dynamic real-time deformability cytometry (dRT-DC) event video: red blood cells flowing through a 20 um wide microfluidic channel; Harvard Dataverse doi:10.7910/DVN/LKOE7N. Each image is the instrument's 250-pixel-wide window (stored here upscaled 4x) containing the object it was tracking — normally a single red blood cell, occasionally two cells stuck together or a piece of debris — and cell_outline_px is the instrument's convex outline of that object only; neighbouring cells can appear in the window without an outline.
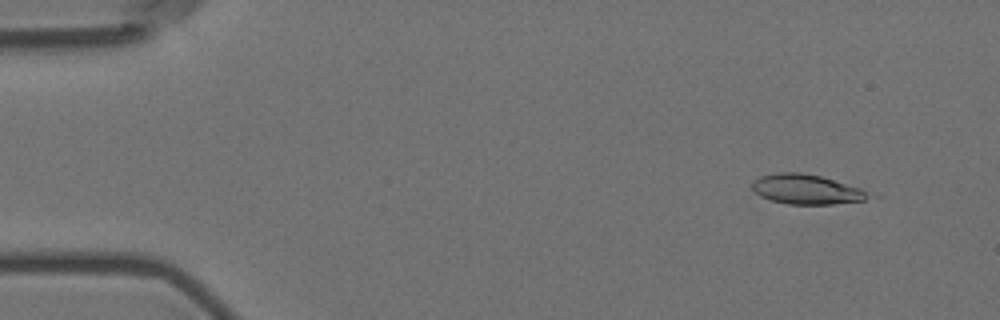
{"species": "Egyptian fruit bat (a non-hibernating species)", "species_latin": "Rousettus aegyptiacus", "temperature_condition": "room temperature", "stored_images_in_passage": 4, "camera_frame_rate_fps": 3000, "um_per_image_px": 0.085, "animal": {"sex": "female"}, "frame": {"image": 1, "passage_image": 1, "time_ms": 0.0, "image_size_px": [1000, 320], "cell_outline_px": [[880, 196], [864, 200], [832, 204], [788, 204], [772, 200], [760, 196], [752, 188], [752, 180], [760, 176], [780, 172], [800, 172], [820, 176], [860, 188]], "centroid_in_image_um": [68.6, 16.09], "position_along_channel_um": 16.4, "area_um2": 20.29}}
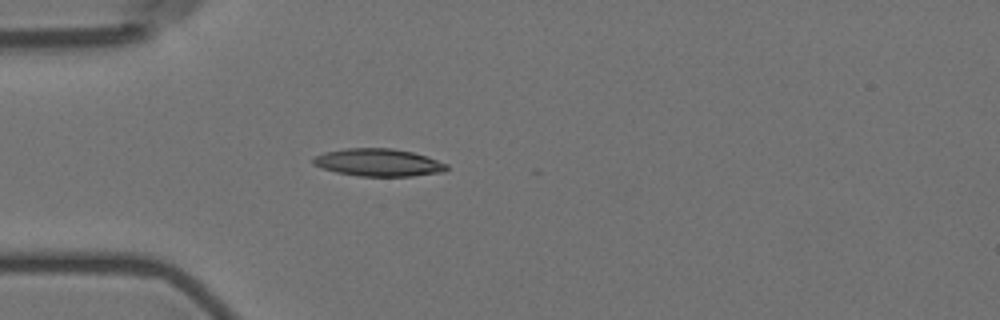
{"frame": {"image": 2, "passage_image": 4, "time_ms": 3.667, "image_size_px": [1000, 320], "cell_outline_px": [[448, 168], [444, 172], [412, 176], [360, 176], [336, 172], [312, 164], [312, 160], [316, 156], [324, 152], [348, 148], [392, 148], [412, 152], [448, 164]], "centroid_in_image_um": [32.17, 13.81], "position_along_channel_um": 52.8, "area_um2": 21.27}}